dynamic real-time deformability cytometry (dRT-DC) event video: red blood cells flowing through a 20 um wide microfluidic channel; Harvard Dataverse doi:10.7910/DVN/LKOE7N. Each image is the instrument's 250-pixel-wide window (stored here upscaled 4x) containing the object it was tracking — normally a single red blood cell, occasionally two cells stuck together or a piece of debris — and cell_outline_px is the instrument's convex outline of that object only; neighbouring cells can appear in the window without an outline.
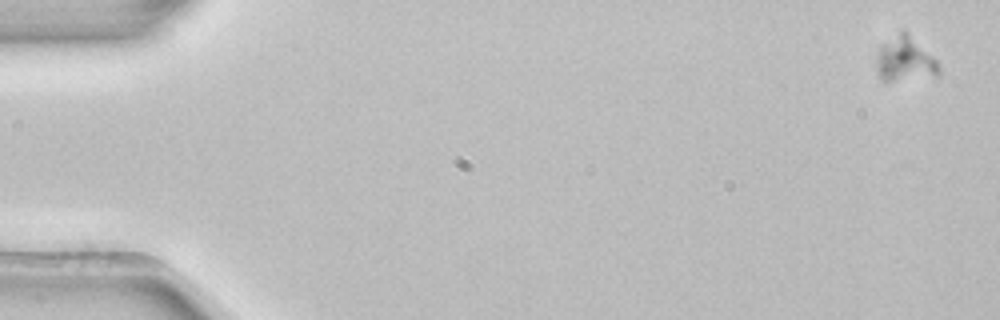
{"species": "common noctule bat (a hibernating species)", "species_latin": "Nyctalus noctula", "temperature_condition": "room temperature", "stored_images_in_passage": 3, "camera_frame_rate_fps": 3000, "um_per_image_px": 0.085, "animal": {"sex": "female", "body_mass_g": 22.7, "forearm_length_mm": 54.2}, "frame": {"image": 1, "passage_image": 1, "time_ms": 0.0, "image_size_px": [1000, 320], "cell_outline_px": [[940, 76], [884, 84], [880, 80], [876, 72], [876, 52], [880, 44], [900, 28], [904, 28], [936, 60], [940, 68]], "centroid_in_image_um": [76.86, 5.07], "position_along_channel_um": 8.1, "area_um2": 17.51}}